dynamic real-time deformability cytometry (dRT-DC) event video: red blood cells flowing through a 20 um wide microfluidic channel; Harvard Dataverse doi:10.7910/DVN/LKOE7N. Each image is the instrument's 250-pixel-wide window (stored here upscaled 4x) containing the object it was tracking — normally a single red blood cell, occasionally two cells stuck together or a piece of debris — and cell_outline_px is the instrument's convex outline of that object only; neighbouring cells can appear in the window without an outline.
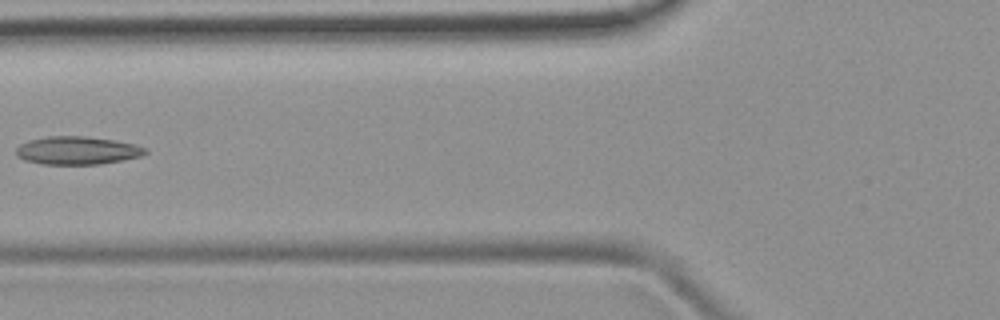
{"species": "common noctule bat (a hibernating species)", "species_latin": "Nyctalus noctula", "temperature_condition": "room temperature", "stored_images_in_passage": 6, "camera_frame_rate_fps": 3000, "um_per_image_px": 0.085, "animal": {"sex": "female", "body_mass_g": 19.9}, "frame": {"image": 1, "passage_image": 6, "time_ms": 6.333, "image_size_px": [1000, 320], "cell_outline_px": [[148, 152], [140, 156], [100, 164], [40, 164], [24, 160], [16, 156], [16, 148], [20, 144], [28, 140], [48, 136], [84, 136], [112, 140], [136, 144], [148, 148]], "centroid_in_image_um": [6.54, 12.79], "position_along_channel_um": 119.3, "area_um2": 21.15}}